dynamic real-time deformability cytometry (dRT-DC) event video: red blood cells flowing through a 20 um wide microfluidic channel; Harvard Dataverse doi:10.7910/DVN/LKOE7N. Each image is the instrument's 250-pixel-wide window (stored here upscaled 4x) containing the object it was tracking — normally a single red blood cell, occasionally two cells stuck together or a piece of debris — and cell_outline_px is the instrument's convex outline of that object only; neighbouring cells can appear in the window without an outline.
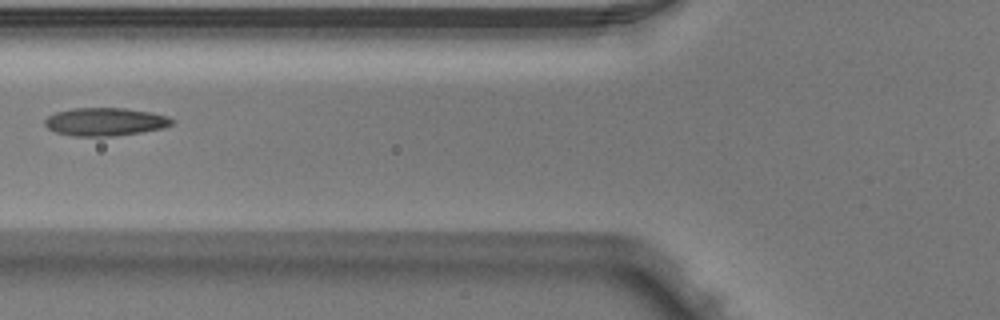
{"species": "Egyptian fruit bat (a non-hibernating species)", "species_latin": "Rousettus aegyptiacus", "temperature_condition": "warm", "stored_images_in_passage": 3, "camera_frame_rate_fps": 3000, "um_per_image_px": 0.085, "animal": {"sex": "male"}, "frame": {"image": 1, "passage_image": 2, "time_ms": 0.333, "image_size_px": [1000, 320], "cell_outline_px": [[176, 120], [172, 124], [164, 128], [140, 132], [112, 136], [72, 136], [56, 132], [48, 128], [44, 124], [44, 120], [48, 116], [56, 112], [72, 108], [124, 108], [152, 112], [168, 116]], "centroid_in_image_um": [8.95, 10.34], "position_along_channel_um": 116.8, "area_um2": 20.87}}
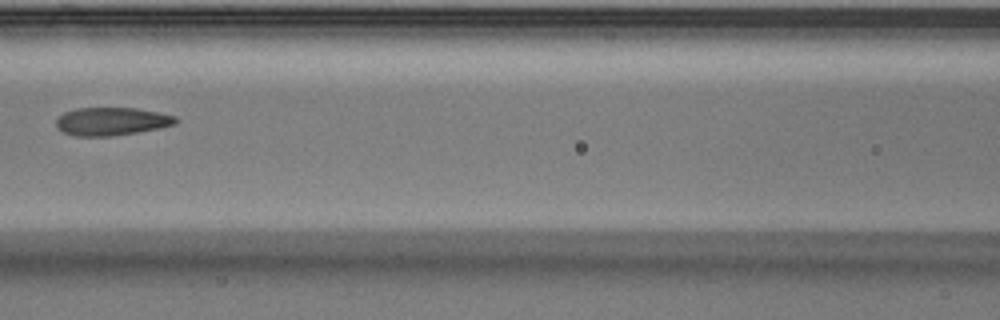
{"frame": {"image": 2, "passage_image": 3, "time_ms": 0.667, "image_size_px": [1000, 320], "cell_outline_px": [[180, 120], [176, 124], [160, 128], [112, 136], [76, 136], [64, 132], [56, 128], [56, 120], [64, 112], [76, 108], [136, 108], [176, 116]], "centroid_in_image_um": [9.49, 10.32], "position_along_channel_um": 157.1, "area_um2": 19.54}}